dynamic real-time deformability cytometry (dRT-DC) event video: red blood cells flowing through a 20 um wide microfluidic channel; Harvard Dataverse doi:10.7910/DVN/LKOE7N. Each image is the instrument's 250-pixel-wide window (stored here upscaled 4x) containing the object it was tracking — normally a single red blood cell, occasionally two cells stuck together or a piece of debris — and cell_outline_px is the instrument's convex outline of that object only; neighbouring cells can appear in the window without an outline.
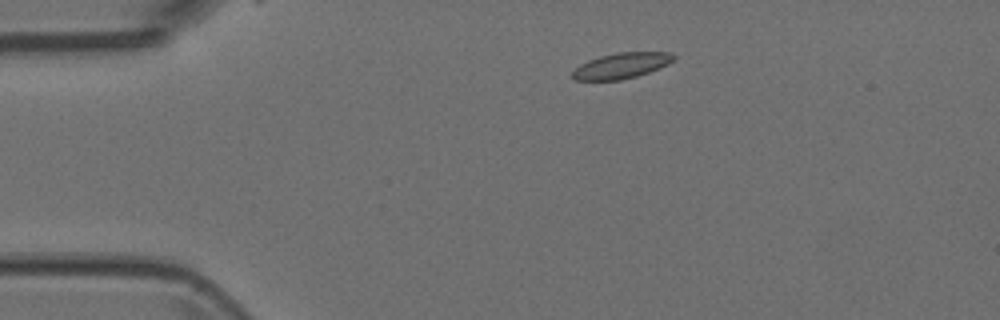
{"species": "Egyptian fruit bat (a non-hibernating species)", "species_latin": "Rousettus aegyptiacus", "temperature_condition": "room temperature", "stored_images_in_passage": 9, "camera_frame_rate_fps": 3000, "um_per_image_px": 0.085, "animal": {"sex": "female"}, "frame": {"image": 1, "passage_image": 2, "time_ms": 0.333, "image_size_px": [1000, 320], "cell_outline_px": [[676, 56], [668, 64], [648, 72], [636, 76], [620, 80], [576, 80], [572, 76], [572, 72], [580, 64], [588, 60], [600, 56], [616, 52], [668, 52]], "centroid_in_image_um": [52.8, 5.57], "position_along_channel_um": 32.2, "area_um2": 14.97}}
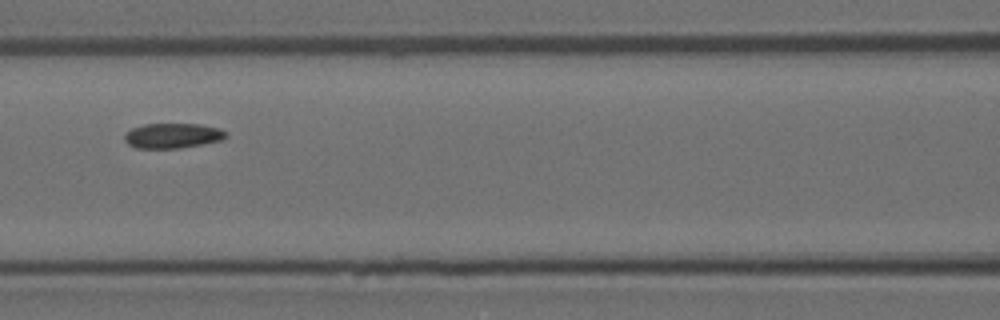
{"frame": {"image": 2, "passage_image": 6, "time_ms": 1.667, "image_size_px": [1000, 320], "cell_outline_px": [[228, 136], [220, 140], [180, 148], [136, 148], [128, 144], [124, 140], [124, 136], [132, 128], [144, 124], [200, 124], [220, 128], [228, 132]], "centroid_in_image_um": [14.69, 11.53], "position_along_channel_um": 151.9, "area_um2": 14.74}}
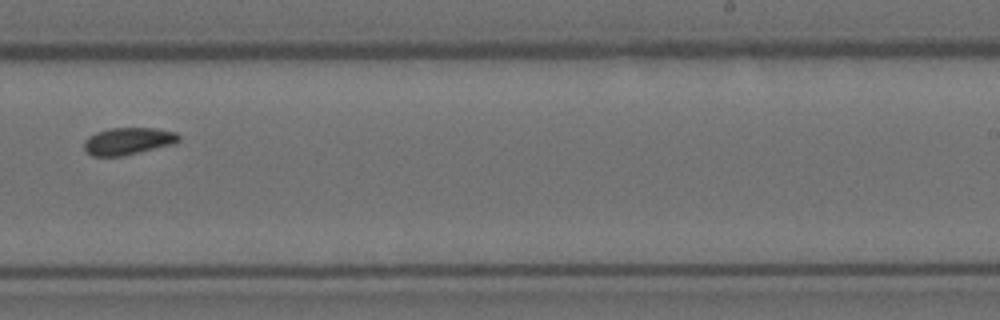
{"frame": {"image": 3, "passage_image": 9, "time_ms": 2.667, "image_size_px": [1000, 320], "cell_outline_px": [[180, 140], [172, 144], [120, 156], [92, 156], [84, 148], [84, 140], [88, 136], [96, 132], [108, 128], [156, 128], [176, 132], [180, 136]], "centroid_in_image_um": [10.86, 11.97], "position_along_channel_um": 278.1, "area_um2": 14.85}}